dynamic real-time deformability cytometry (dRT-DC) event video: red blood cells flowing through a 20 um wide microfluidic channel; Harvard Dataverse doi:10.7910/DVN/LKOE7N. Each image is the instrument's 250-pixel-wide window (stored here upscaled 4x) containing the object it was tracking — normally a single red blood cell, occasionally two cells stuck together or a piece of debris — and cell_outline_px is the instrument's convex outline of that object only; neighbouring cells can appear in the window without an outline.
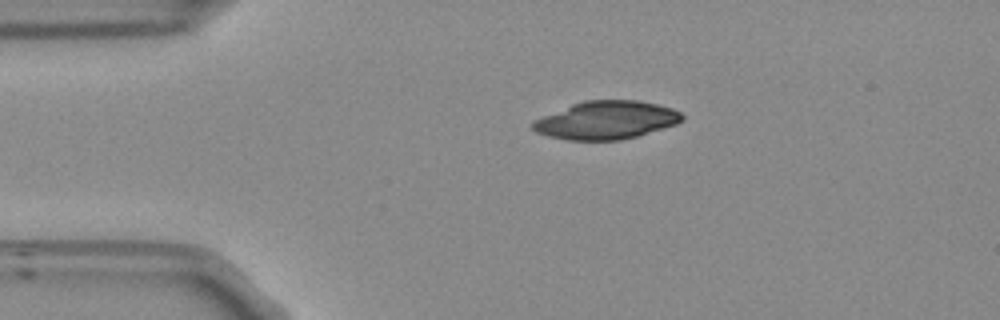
{"species": "Egyptian fruit bat (a non-hibernating species)", "species_latin": "Rousettus aegyptiacus", "temperature_condition": "room temperature", "stored_images_in_passage": 34, "camera_frame_rate_fps": 3000, "um_per_image_px": 0.085, "frame": {"image": 1, "passage_image": 1, "time_ms": 0.0, "image_size_px": [1000, 320], "cell_outline_px": [[684, 120], [676, 124], [636, 136], [620, 140], [568, 140], [548, 136], [536, 132], [532, 128], [532, 124], [536, 120], [544, 116], [572, 104], [584, 100], [636, 100], [656, 104], [672, 108], [680, 112], [684, 116]], "centroid_in_image_um": [51.55, 10.21], "position_along_channel_um": 33.4, "area_um2": 32.83}}